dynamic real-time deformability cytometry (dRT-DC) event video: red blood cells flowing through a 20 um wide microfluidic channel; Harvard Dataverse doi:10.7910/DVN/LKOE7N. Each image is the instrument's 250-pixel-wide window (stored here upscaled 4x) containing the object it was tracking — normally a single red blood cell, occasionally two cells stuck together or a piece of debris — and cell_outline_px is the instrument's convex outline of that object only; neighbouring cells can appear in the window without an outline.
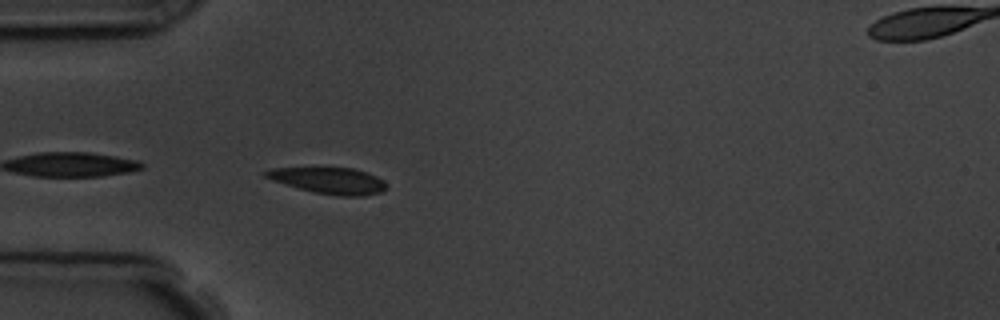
{"species": "common noctule bat (a hibernating species)", "species_latin": "Nyctalus noctula", "temperature_condition": "room temperature", "stored_images_in_passage": 5, "segment_of_instrument_passage": [1, 2], "camera_frame_rate_fps": 3000, "um_per_image_px": 0.085, "animal": {"sex": "male", "body_mass_g": 19.5, "forearm_length_mm": 54.6}, "frame": {"image": 1, "passage_image": 4, "time_ms": 3.333, "image_size_px": [1000, 320], "cell_outline_px": [[388, 188], [380, 192], [364, 196], [340, 196], [312, 192], [272, 180], [264, 176], [260, 172], [272, 168], [352, 168], [368, 172], [384, 180]], "centroid_in_image_um": [27.97, 15.35], "position_along_channel_um": 57.0, "area_um2": 18.55}}